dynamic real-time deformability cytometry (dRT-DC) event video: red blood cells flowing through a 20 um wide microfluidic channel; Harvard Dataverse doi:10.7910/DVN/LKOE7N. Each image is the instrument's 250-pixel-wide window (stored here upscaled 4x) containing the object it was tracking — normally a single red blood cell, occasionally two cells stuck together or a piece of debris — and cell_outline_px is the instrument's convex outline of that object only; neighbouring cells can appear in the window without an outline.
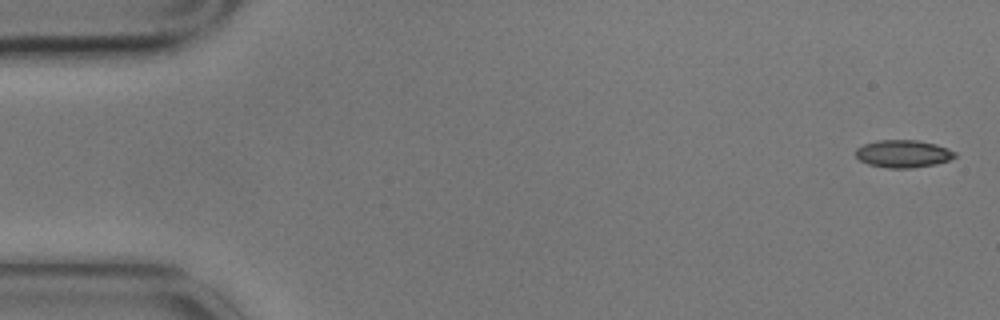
{"species": "common noctule bat (a hibernating species)", "species_latin": "Nyctalus noctula", "temperature_condition": "cold", "stored_images_in_passage": 5, "camera_frame_rate_fps": 3000, "um_per_image_px": 0.085, "animal": {"sex": "male", "body_mass_g": 17.9}, "frame": {"image": 1, "passage_image": 1, "time_ms": 0.0, "image_size_px": [1000, 320], "cell_outline_px": [[956, 156], [948, 160], [936, 164], [912, 168], [888, 168], [868, 164], [860, 160], [856, 156], [856, 148], [864, 144], [880, 140], [916, 140], [936, 144], [948, 148], [956, 152]], "centroid_in_image_um": [76.78, 13.07], "position_along_channel_um": 8.2, "area_um2": 15.9}}
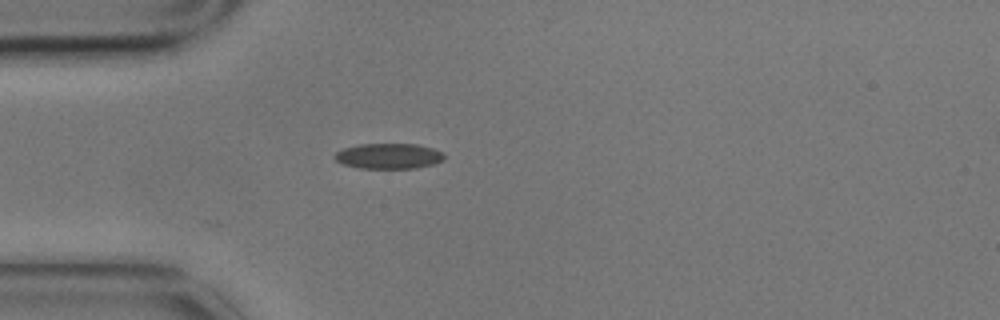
{"frame": {"image": 2, "passage_image": 5, "time_ms": 1.333, "image_size_px": [1000, 320], "cell_outline_px": [[444, 160], [432, 164], [416, 168], [360, 168], [344, 164], [336, 160], [332, 156], [336, 152], [344, 148], [360, 144], [416, 144], [432, 148], [444, 152]], "centroid_in_image_um": [33.04, 13.26], "position_along_channel_um": 52.0, "area_um2": 16.18}}